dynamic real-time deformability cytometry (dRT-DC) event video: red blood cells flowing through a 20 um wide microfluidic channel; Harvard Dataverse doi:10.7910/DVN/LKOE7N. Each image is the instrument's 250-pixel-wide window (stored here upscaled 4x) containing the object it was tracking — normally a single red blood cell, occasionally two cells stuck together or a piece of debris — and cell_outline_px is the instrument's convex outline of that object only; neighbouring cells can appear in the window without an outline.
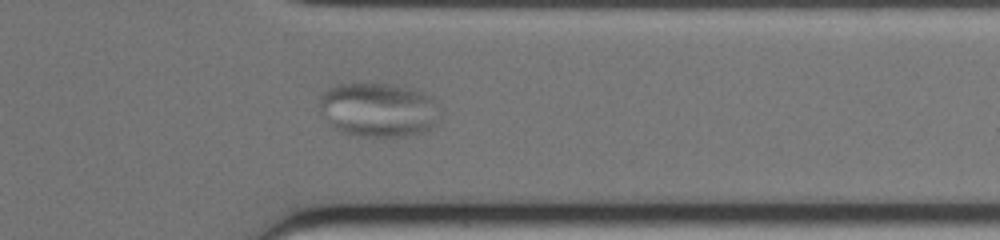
{"species": "common noctule bat (a hibernating species)", "species_latin": "Nyctalus noctula", "temperature_condition": "warm", "stored_images_in_passage": 36, "segment_of_instrument_passage": [2, 2], "camera_frame_rate_fps": 3000, "um_per_image_px": 0.085, "animal": {"sex": "female", "body_mass_g": 19.0, "forearm_length_mm": 51.5}, "frame": {"image": 1, "passage_image": 29, "time_ms": 9.333, "image_size_px": [1000, 240], "cell_outline_px": [[436, 124], [432, 128], [420, 132], [404, 136], [360, 136], [344, 132], [328, 124], [328, 116], [432, 120]], "centroid_in_image_um": [32.28, 10.71], "position_along_channel_um": 379.1, "area_um2": 11.73}}